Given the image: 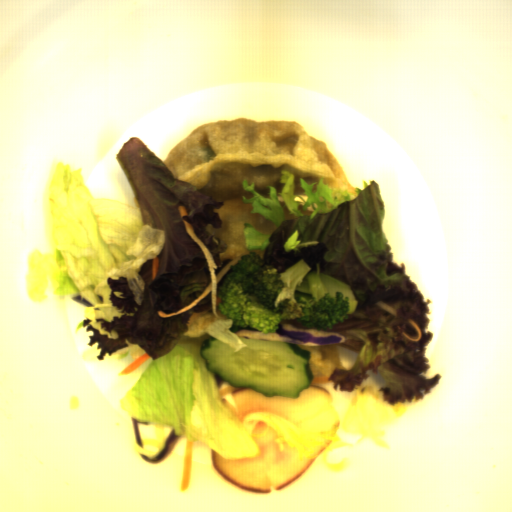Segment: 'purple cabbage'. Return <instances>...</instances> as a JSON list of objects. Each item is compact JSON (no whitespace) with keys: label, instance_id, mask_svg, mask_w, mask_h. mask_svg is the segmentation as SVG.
<instances>
[{"label":"purple cabbage","instance_id":"1","mask_svg":"<svg viewBox=\"0 0 512 512\" xmlns=\"http://www.w3.org/2000/svg\"><path fill=\"white\" fill-rule=\"evenodd\" d=\"M238 338L265 341H283L308 347H323L346 343L347 338L341 334L317 329L296 328L288 323H278L275 334H264L260 330L248 327L234 333Z\"/></svg>","mask_w":512,"mask_h":512}]
</instances>
